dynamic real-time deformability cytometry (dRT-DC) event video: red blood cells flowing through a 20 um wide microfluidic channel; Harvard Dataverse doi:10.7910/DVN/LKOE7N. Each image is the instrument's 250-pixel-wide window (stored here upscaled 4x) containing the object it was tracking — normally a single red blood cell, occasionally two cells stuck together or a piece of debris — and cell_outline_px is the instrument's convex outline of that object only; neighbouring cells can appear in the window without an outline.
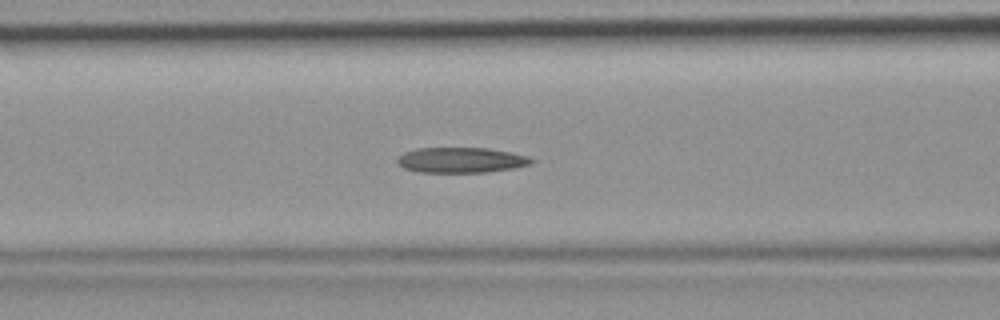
{"species": "common noctule bat (a hibernating species)", "species_latin": "Nyctalus noctula", "temperature_condition": "room temperature", "stored_images_in_passage": 42, "camera_frame_rate_fps": 3000, "um_per_image_px": 0.085, "animal": {"sex": "female", "body_mass_g": 19.9}, "frame": {"image": 1, "passage_image": 19, "time_ms": 6.0, "image_size_px": [1000, 320], "cell_outline_px": [[536, 160], [532, 164], [512, 168], [488, 172], [420, 172], [404, 168], [396, 160], [404, 152], [416, 148], [488, 148], [528, 156]], "centroid_in_image_um": [39.21, 13.6], "position_along_channel_um": 127.4, "area_um2": 19.71}}